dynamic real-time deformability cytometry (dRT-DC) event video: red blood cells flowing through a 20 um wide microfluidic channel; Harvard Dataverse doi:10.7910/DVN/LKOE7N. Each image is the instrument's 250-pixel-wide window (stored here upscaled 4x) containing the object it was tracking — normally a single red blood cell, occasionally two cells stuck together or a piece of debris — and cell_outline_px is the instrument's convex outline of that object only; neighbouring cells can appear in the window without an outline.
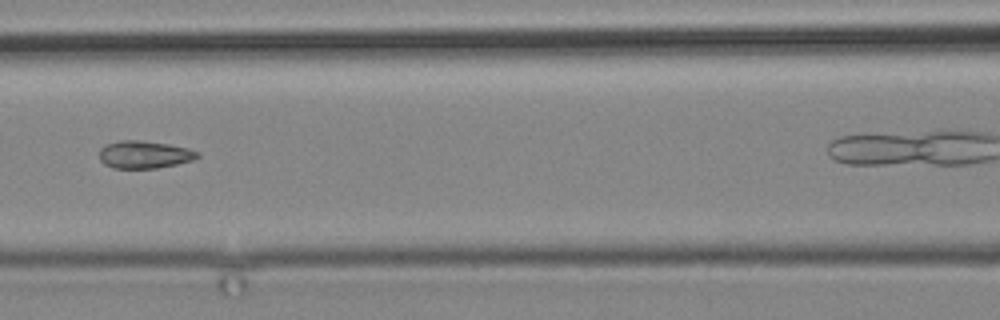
{"species": "common noctule bat (a hibernating species)", "species_latin": "Nyctalus noctula", "temperature_condition": "cold", "stored_images_in_passage": 9, "segment_of_instrument_passage": [1, 2], "camera_frame_rate_fps": 3000, "um_per_image_px": 0.085, "animal": {"sex": "male", "body_mass_g": 19.2, "forearm_length_mm": 51.8}, "frame": {"image": 1, "passage_image": 8, "time_ms": 8.333, "image_size_px": [1000, 320], "cell_outline_px": [[200, 156], [192, 160], [176, 164], [156, 168], [112, 168], [104, 164], [100, 160], [100, 148], [104, 144], [120, 140], [140, 140], [168, 144], [188, 148], [200, 152]], "centroid_in_image_um": [12.25, 13.13], "position_along_channel_um": 154.3, "area_um2": 15.84}}